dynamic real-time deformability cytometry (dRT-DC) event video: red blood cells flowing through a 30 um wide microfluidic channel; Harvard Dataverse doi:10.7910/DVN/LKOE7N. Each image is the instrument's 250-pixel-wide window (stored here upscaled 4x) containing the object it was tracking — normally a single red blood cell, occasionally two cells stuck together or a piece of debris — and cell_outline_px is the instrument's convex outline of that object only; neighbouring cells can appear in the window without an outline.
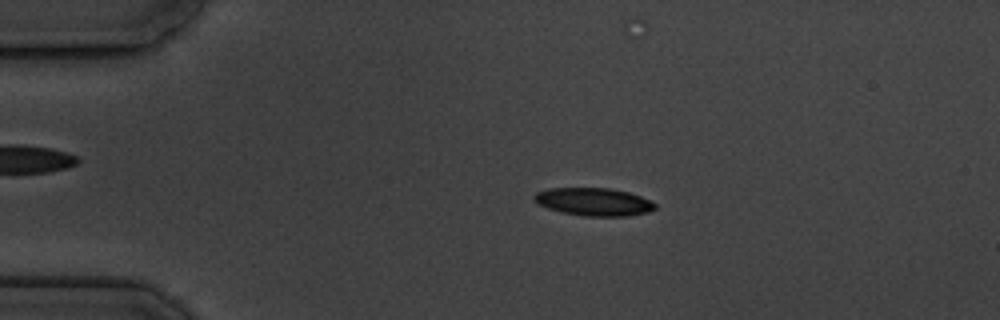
{"species": "common noctule bat (a hibernating species)", "species_latin": "Nyctalus noctula", "temperature_condition": "cold", "stored_images_in_passage": 10, "camera_frame_rate_fps": 3000, "um_per_image_px": 0.085, "animal": {"sex": "male", "body_mass_g": 19.5, "forearm_length_mm": 54.6}, "frame": {"image": 1, "passage_image": 2, "time_ms": 1.0, "image_size_px": [1000, 320], "cell_outline_px": [[656, 208], [648, 212], [628, 216], [584, 216], [560, 212], [548, 208], [532, 200], [532, 196], [536, 192], [548, 188], [612, 188], [628, 192], [640, 196], [656, 204]], "centroid_in_image_um": [50.44, 17.15], "position_along_channel_um": 34.6, "area_um2": 19.71}}
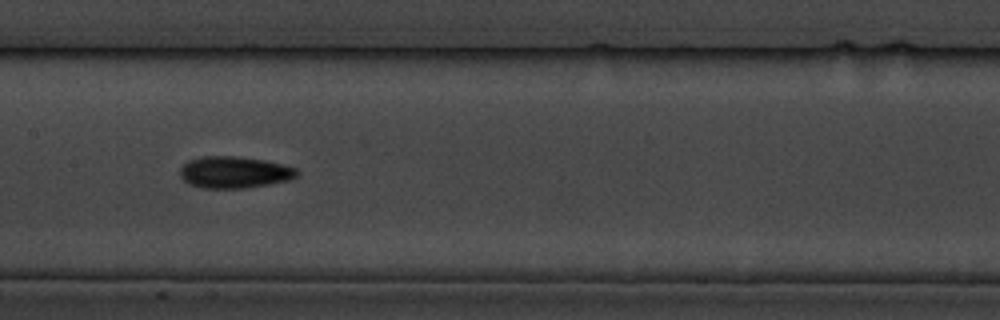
{"frame": {"image": 2, "passage_image": 7, "time_ms": 6.667, "image_size_px": [1000, 320], "cell_outline_px": [[300, 172], [296, 176], [284, 180], [268, 184], [244, 188], [200, 188], [188, 184], [180, 176], [180, 168], [188, 160], [200, 156], [236, 156], [264, 160], [284, 164], [296, 168]], "centroid_in_image_um": [19.87, 14.63], "position_along_channel_um": 187.5, "area_um2": 21.62}}
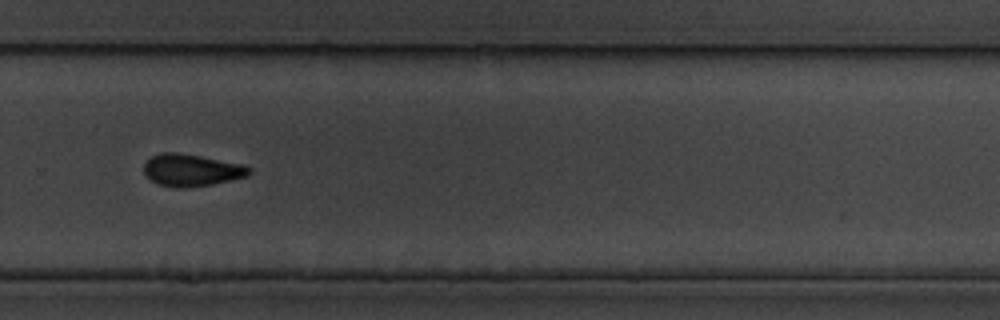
{"frame": {"image": 3, "passage_image": 10, "time_ms": 10.333, "image_size_px": [1000, 320], "cell_outline_px": [[252, 172], [248, 176], [212, 184], [184, 188], [176, 188], [160, 184], [144, 176], [144, 164], [152, 156], [160, 152], [180, 152], [244, 164], [252, 168]], "centroid_in_image_um": [16.3, 14.45], "position_along_channel_um": 313.5, "area_um2": 19.88}}